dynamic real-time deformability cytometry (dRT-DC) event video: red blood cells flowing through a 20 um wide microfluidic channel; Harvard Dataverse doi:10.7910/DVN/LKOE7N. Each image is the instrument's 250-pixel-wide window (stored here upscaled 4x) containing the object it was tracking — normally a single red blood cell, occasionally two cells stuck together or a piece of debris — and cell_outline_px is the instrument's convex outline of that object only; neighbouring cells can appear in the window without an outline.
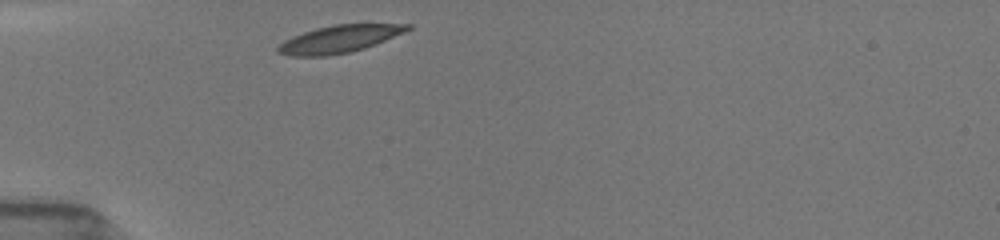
{"species": "common noctule bat (a hibernating species)", "species_latin": "Nyctalus noctula", "temperature_condition": "room temperature", "stored_images_in_passage": 3, "camera_frame_rate_fps": 3000, "um_per_image_px": 0.085, "animal": {"sex": "female", "body_mass_g": 19.5, "forearm_length_mm": 54.1}, "frame": {"image": 1, "passage_image": 1, "time_ms": 0.0, "image_size_px": [1000, 240], "cell_outline_px": [[412, 28], [404, 32], [376, 44], [364, 48], [348, 52], [328, 56], [288, 56], [276, 52], [276, 48], [284, 40], [292, 36], [316, 28], [332, 24], [412, 24]], "centroid_in_image_um": [28.8, 3.32], "position_along_channel_um": 56.2, "area_um2": 20.69}}
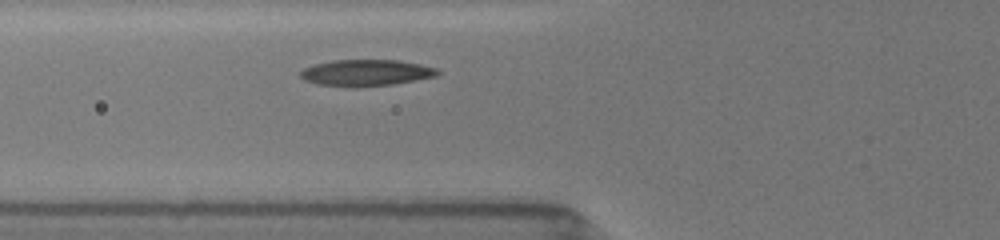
{"frame": {"image": 2, "passage_image": 3, "time_ms": 1.333, "image_size_px": [1000, 240], "cell_outline_px": [[440, 72], [436, 76], [392, 84], [352, 88], [316, 84], [304, 80], [300, 76], [300, 72], [304, 68], [316, 64], [332, 60], [400, 60], [420, 64], [436, 68]], "centroid_in_image_um": [31.08, 6.19], "position_along_channel_um": 94.7, "area_um2": 21.15}}